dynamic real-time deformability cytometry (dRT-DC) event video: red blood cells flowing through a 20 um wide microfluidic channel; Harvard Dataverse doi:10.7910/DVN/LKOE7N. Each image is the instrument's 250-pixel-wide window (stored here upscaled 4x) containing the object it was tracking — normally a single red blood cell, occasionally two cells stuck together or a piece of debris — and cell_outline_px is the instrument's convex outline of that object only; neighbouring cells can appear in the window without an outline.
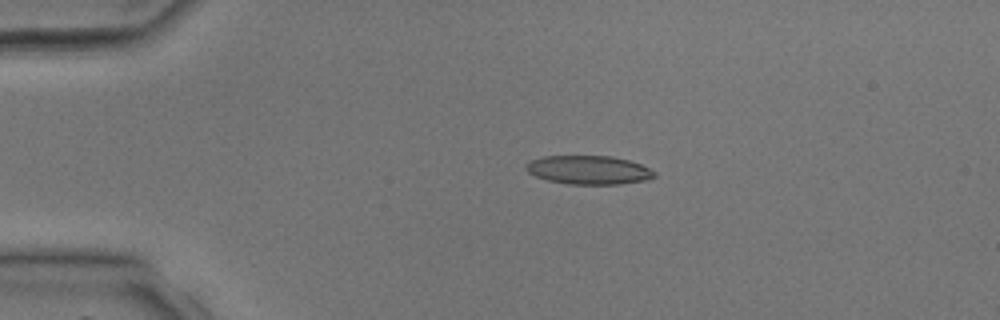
{"species": "common noctule bat (a hibernating species)", "species_latin": "Nyctalus noctula", "temperature_condition": "room temperature", "stored_images_in_passage": 5, "camera_frame_rate_fps": 3000, "um_per_image_px": 0.085, "animal": {"sex": "male", "body_mass_g": 17.9, "forearm_length_mm": 54.2}, "frame": {"image": 1, "passage_image": 3, "time_ms": 2.333, "image_size_px": [1000, 320], "cell_outline_px": [[656, 176], [648, 180], [620, 184], [568, 184], [548, 180], [536, 176], [528, 172], [524, 168], [524, 164], [532, 160], [544, 156], [612, 156], [628, 160], [640, 164], [656, 172]], "centroid_in_image_um": [50.04, 14.45], "position_along_channel_um": 35.0, "area_um2": 21.5}}